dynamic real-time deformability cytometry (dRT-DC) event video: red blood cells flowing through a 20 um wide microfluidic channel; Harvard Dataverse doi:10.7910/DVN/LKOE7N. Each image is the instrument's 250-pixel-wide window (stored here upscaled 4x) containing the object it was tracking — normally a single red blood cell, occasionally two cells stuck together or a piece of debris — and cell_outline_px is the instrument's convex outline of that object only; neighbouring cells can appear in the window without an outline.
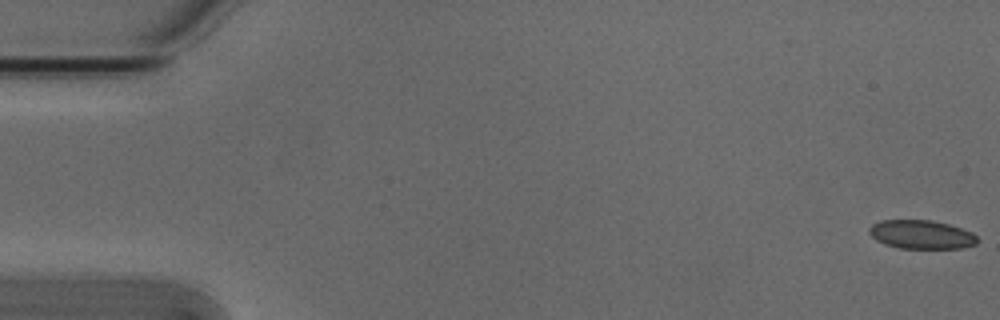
{"species": "Egyptian fruit bat (a non-hibernating species)", "species_latin": "Rousettus aegyptiacus", "temperature_condition": "cold", "stored_images_in_passage": 4, "camera_frame_rate_fps": 3000, "um_per_image_px": 0.085, "animal": {"sex": "male"}, "frame": {"image": 1, "passage_image": 1, "time_ms": 0.0, "image_size_px": [1000, 320], "cell_outline_px": [[980, 240], [976, 244], [960, 248], [900, 248], [884, 244], [876, 240], [868, 232], [868, 228], [872, 224], [880, 220], [932, 220], [948, 224], [972, 232]], "centroid_in_image_um": [78.3, 19.93], "position_along_channel_um": 6.7, "area_um2": 18.15}}